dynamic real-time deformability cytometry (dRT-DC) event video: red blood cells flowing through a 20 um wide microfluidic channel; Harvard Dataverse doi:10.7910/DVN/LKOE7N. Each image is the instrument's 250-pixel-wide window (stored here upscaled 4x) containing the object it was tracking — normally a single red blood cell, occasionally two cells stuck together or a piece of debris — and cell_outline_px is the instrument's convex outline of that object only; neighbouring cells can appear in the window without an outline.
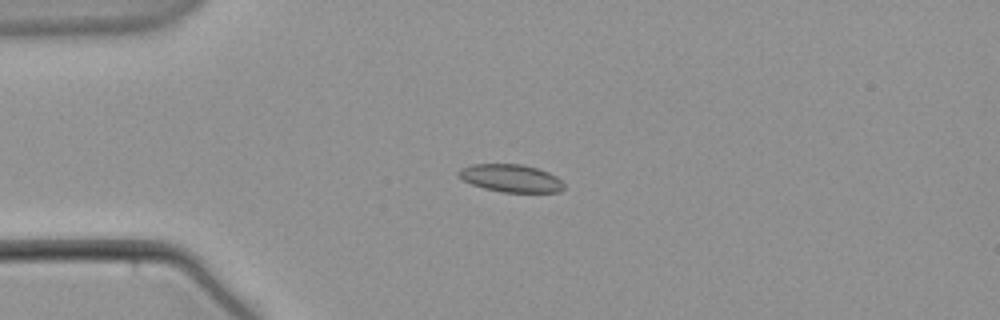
{"species": "common noctule bat (a hibernating species)", "species_latin": "Nyctalus noctula", "temperature_condition": "warm", "stored_images_in_passage": 57, "camera_frame_rate_fps": 3000, "um_per_image_px": 0.085, "animal": {"sex": "male", "body_mass_g": 21.5, "forearm_length_mm": 52.0}, "frame": {"image": 1, "passage_image": 15, "time_ms": 4.667, "image_size_px": [1000, 320], "cell_outline_px": [[564, 188], [560, 192], [504, 192], [484, 188], [472, 184], [464, 180], [456, 172], [460, 168], [472, 164], [520, 164], [536, 168], [548, 172], [556, 176], [564, 184]], "centroid_in_image_um": [43.42, 15.14], "position_along_channel_um": 41.6, "area_um2": 16.88}}
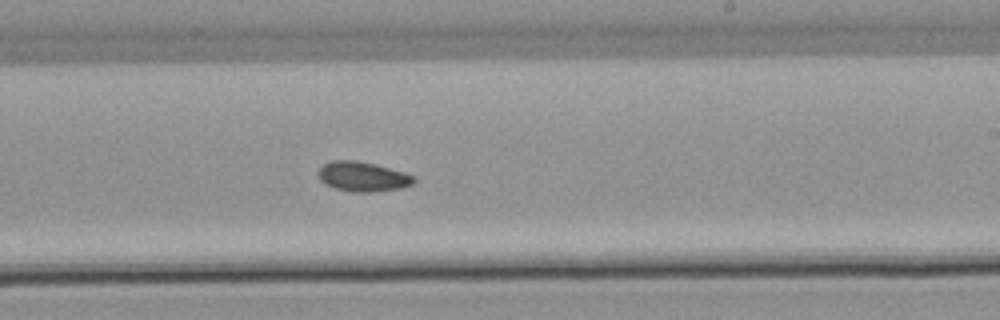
{"frame": {"image": 2, "passage_image": 35, "time_ms": 11.333, "image_size_px": [1000, 320], "cell_outline_px": [[416, 180], [412, 184], [400, 188], [372, 192], [352, 192], [336, 188], [324, 184], [320, 180], [316, 172], [324, 164], [332, 160], [356, 160], [376, 164], [404, 172], [416, 176]], "centroid_in_image_um": [30.82, 15.0], "position_along_channel_um": 258.2, "area_um2": 16.7}}
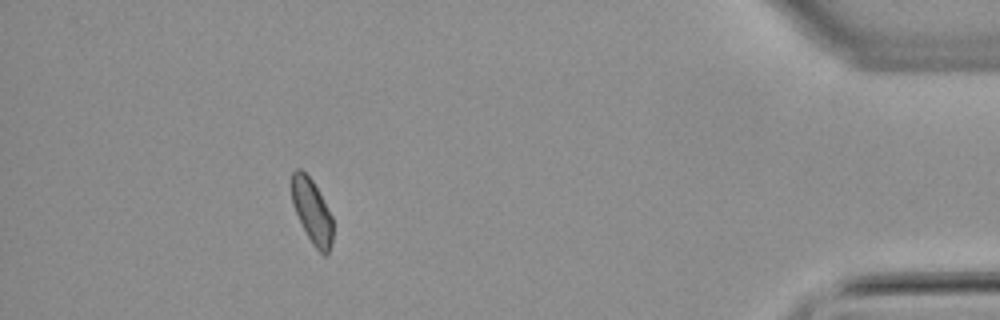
{"frame": {"image": 3, "passage_image": 52, "time_ms": 17.0, "image_size_px": [1000, 320], "cell_outline_px": [[332, 244], [328, 256], [324, 256], [312, 244], [292, 204], [292, 172], [296, 168], [300, 168], [312, 180], [332, 216]], "centroid_in_image_um": [26.53, 17.98], "position_along_channel_um": 408.7, "area_um2": 15.2}}